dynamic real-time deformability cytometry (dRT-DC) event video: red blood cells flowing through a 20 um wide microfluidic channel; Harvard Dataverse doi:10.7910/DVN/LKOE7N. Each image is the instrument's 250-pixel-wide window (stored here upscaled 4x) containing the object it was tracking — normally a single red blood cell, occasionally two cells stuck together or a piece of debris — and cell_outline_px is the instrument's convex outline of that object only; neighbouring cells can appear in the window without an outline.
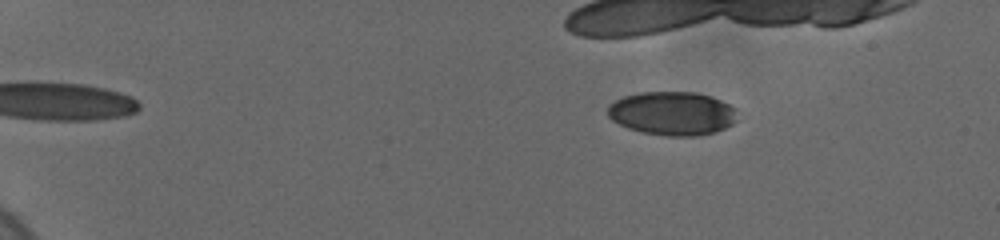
{"species": "human", "species_latin": "Homo sapiens", "temperature_condition": "cold", "stored_images_in_passage": 43, "camera_frame_rate_fps": 3000, "um_per_image_px": 0.085, "donor": {"sex": "female"}, "frame": {"image": 1, "passage_image": 3, "time_ms": 0.667, "image_size_px": [1000, 240], "cell_outline_px": [[736, 120], [732, 124], [716, 132], [696, 136], [668, 136], [644, 132], [628, 128], [612, 120], [608, 116], [608, 104], [624, 96], [640, 92], [696, 92], [712, 96], [736, 108]], "centroid_in_image_um": [57.15, 9.63], "position_along_channel_um": 27.8, "area_um2": 33.0}}